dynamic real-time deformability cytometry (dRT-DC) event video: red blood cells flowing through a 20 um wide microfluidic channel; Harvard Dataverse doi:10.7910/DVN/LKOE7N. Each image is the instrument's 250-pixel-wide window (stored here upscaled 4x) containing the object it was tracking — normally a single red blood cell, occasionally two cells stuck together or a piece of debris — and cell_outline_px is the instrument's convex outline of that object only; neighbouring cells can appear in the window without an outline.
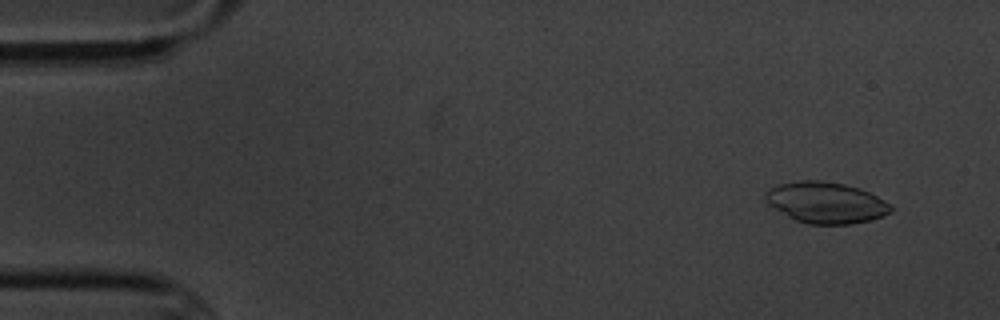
{"species": "common noctule bat (a hibernating species)", "species_latin": "Nyctalus noctula", "temperature_condition": "cold", "stored_images_in_passage": 8, "camera_frame_rate_fps": 3000, "um_per_image_px": 0.085, "animal": {"sex": "male", "body_mass_g": 20.1, "forearm_length_mm": 53.5}, "frame": {"image": 1, "passage_image": 1, "time_ms": 0.0, "image_size_px": [1000, 320], "cell_outline_px": [[892, 212], [884, 216], [872, 220], [852, 224], [808, 224], [796, 220], [788, 216], [768, 204], [764, 200], [764, 196], [772, 188], [780, 184], [800, 180], [820, 180], [844, 184], [860, 188], [892, 204]], "centroid_in_image_um": [70.25, 17.23], "position_along_channel_um": 14.8, "area_um2": 30.06}}
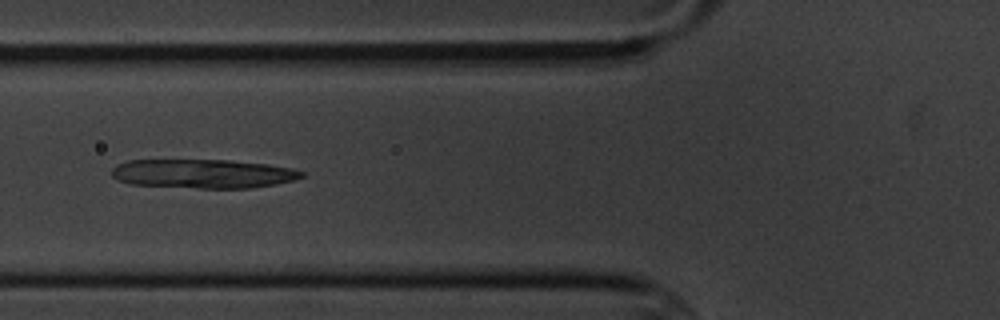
{"frame": {"image": 2, "passage_image": 6, "time_ms": 5.667, "image_size_px": [1000, 320], "cell_outline_px": [[304, 176], [296, 180], [276, 184], [248, 188], [200, 188], [132, 184], [116, 180], [112, 176], [112, 168], [116, 164], [128, 160], [228, 160], [268, 164], [288, 168], [304, 172]], "centroid_in_image_um": [17.24, 14.76], "position_along_channel_um": 108.6, "area_um2": 32.08}}
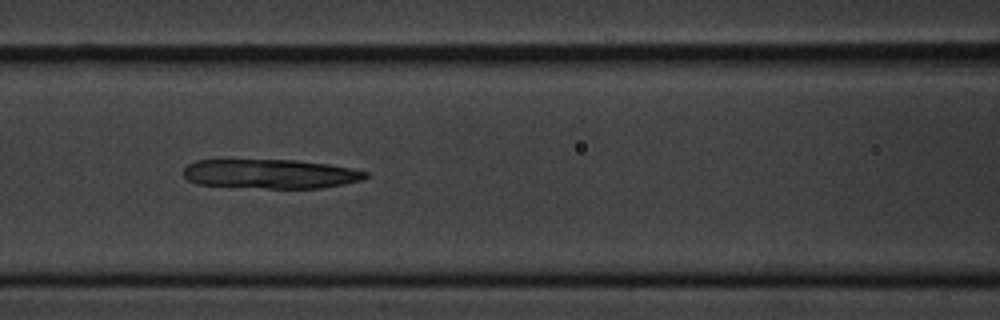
{"frame": {"image": 3, "passage_image": 7, "time_ms": 6.667, "image_size_px": [1000, 320], "cell_outline_px": [[368, 176], [364, 180], [344, 184], [320, 188], [268, 188], [196, 184], [188, 180], [184, 176], [184, 168], [188, 164], [196, 160], [296, 160], [328, 164], [352, 168], [368, 172]], "centroid_in_image_um": [23.02, 14.78], "position_along_channel_um": 143.6, "area_um2": 31.1}}